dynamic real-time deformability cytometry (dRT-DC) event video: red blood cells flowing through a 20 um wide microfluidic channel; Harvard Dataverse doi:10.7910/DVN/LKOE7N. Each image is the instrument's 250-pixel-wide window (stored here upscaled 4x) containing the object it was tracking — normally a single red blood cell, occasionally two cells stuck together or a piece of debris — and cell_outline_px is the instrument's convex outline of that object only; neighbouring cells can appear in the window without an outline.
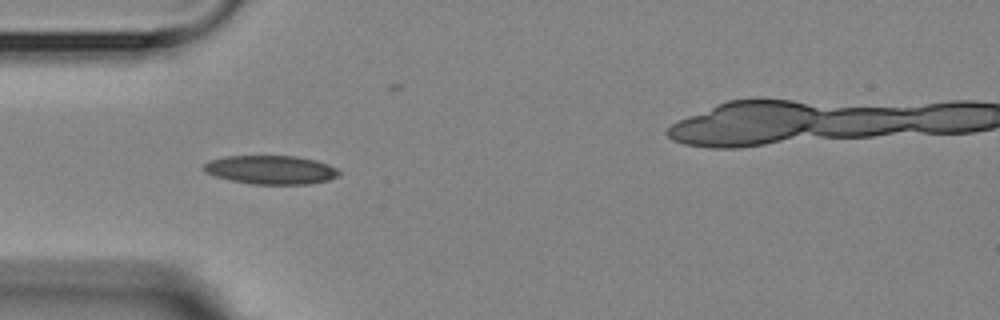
{"species": "Egyptian fruit bat (a non-hibernating species)", "species_latin": "Rousettus aegyptiacus", "temperature_condition": "room temperature", "stored_images_in_passage": 9, "camera_frame_rate_fps": 3000, "um_per_image_px": 0.085, "animal": {"sex": "female"}, "frame": {"image": 1, "passage_image": 4, "time_ms": 4.0, "image_size_px": [1000, 320], "cell_outline_px": [[340, 176], [328, 180], [308, 184], [252, 184], [232, 180], [216, 176], [208, 172], [204, 168], [204, 164], [212, 160], [228, 156], [296, 156], [316, 160], [328, 164], [336, 168], [340, 172]], "centroid_in_image_um": [23.1, 14.43], "position_along_channel_um": 61.9, "area_um2": 22.37}}
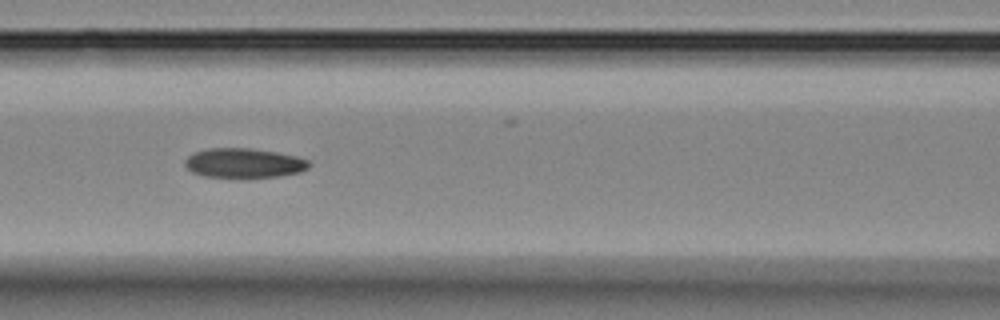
{"frame": {"image": 2, "passage_image": 6, "time_ms": 6.333, "image_size_px": [1000, 320], "cell_outline_px": [[312, 164], [308, 168], [300, 172], [280, 176], [204, 176], [192, 172], [184, 164], [184, 160], [192, 152], [208, 148], [252, 148], [276, 152], [296, 156], [308, 160]], "centroid_in_image_um": [20.73, 13.83], "position_along_channel_um": 145.9, "area_um2": 21.15}}
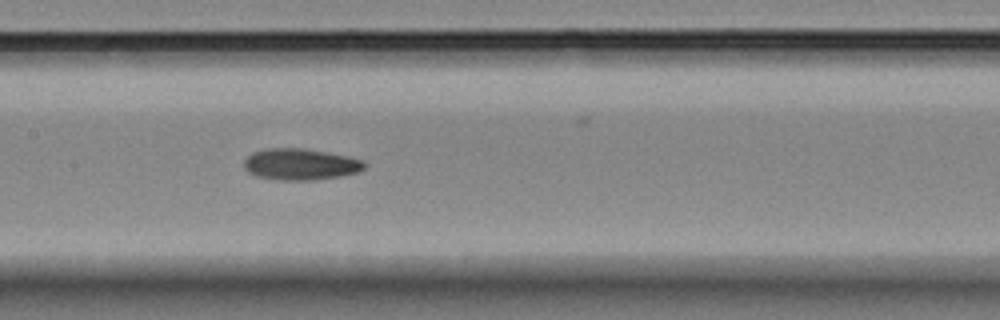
{"frame": {"image": 3, "passage_image": 7, "time_ms": 7.333, "image_size_px": [1000, 320], "cell_outline_px": [[368, 164], [360, 172], [340, 176], [312, 180], [276, 180], [256, 176], [248, 172], [244, 168], [244, 160], [252, 152], [268, 148], [304, 148], [328, 152], [348, 156], [364, 160]], "centroid_in_image_um": [25.56, 13.96], "position_along_channel_um": 181.8, "area_um2": 22.31}}